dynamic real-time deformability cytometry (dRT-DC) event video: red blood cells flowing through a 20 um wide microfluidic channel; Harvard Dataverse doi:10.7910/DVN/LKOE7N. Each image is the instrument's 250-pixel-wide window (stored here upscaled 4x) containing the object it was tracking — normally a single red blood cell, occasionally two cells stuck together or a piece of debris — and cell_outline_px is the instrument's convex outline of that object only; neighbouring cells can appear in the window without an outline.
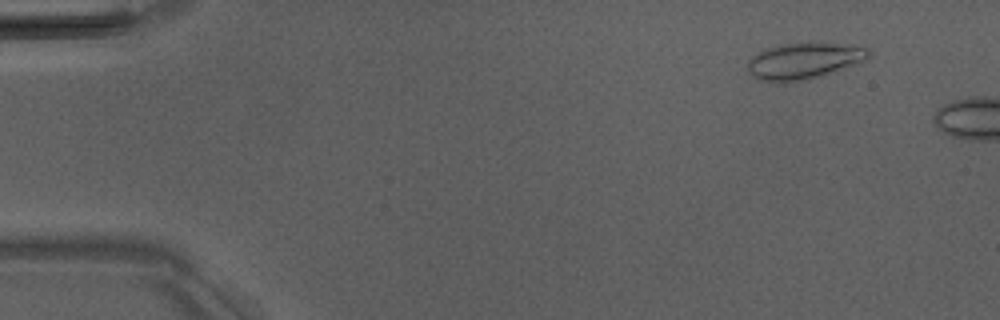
{"species": "Egyptian fruit bat (a non-hibernating species)", "species_latin": "Rousettus aegyptiacus", "temperature_condition": "room temperature", "stored_images_in_passage": 4, "camera_frame_rate_fps": 3000, "um_per_image_px": 0.085, "animal": {"sex": "male"}, "frame": {"image": 1, "passage_image": 2, "time_ms": 1.333, "image_size_px": [1000, 320], "cell_outline_px": [[872, 56], [856, 64], [808, 80], [784, 84], [772, 84], [760, 80], [752, 76], [748, 72], [748, 60], [752, 56], [768, 48], [784, 44], [812, 40], [844, 44], [868, 48]], "centroid_in_image_um": [68.32, 5.18], "position_along_channel_um": 16.7, "area_um2": 26.47}}